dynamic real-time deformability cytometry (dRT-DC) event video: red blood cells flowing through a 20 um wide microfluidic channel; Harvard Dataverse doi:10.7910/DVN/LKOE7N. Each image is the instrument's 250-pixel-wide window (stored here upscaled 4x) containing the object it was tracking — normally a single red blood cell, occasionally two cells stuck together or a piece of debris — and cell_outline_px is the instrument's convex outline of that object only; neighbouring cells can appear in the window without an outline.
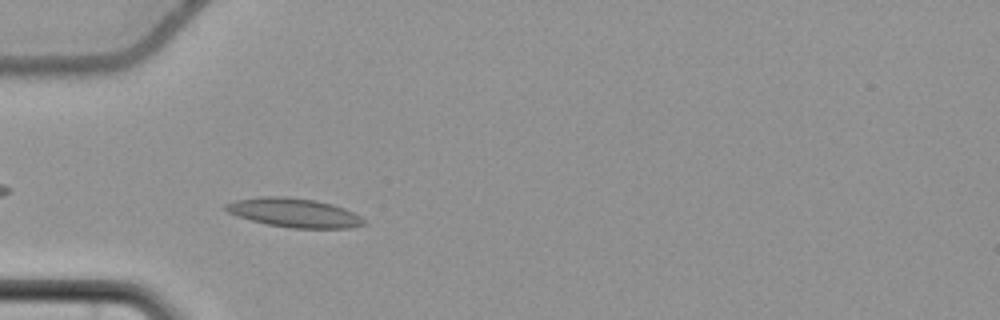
{"species": "common noctule bat (a hibernating species)", "species_latin": "Nyctalus noctula", "temperature_condition": "cold", "stored_images_in_passage": 46, "camera_frame_rate_fps": 3000, "um_per_image_px": 0.085, "animal": {"sex": "female", "body_mass_g": 22.7, "forearm_length_mm": 54.2}, "frame": {"image": 1, "passage_image": 12, "time_ms": 3.667, "image_size_px": [1000, 320], "cell_outline_px": [[368, 220], [364, 224], [352, 228], [292, 228], [268, 224], [236, 216], [228, 212], [224, 208], [224, 204], [236, 200], [260, 196], [284, 196], [316, 200], [332, 204], [344, 208]], "centroid_in_image_um": [25.01, 18.08], "position_along_channel_um": 60.0, "area_um2": 23.41}}
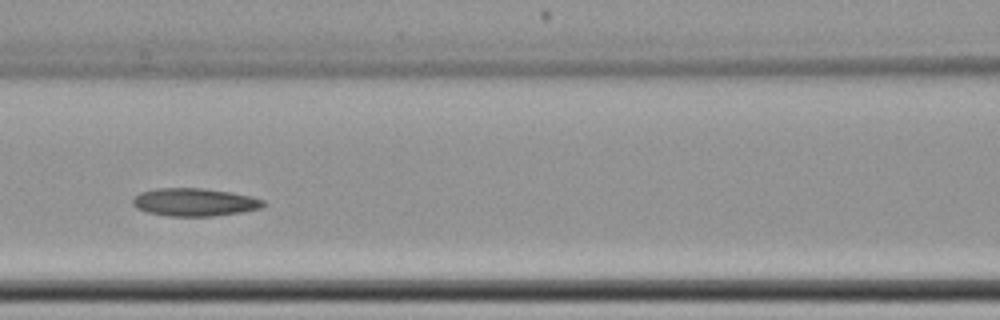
{"frame": {"image": 2, "passage_image": 20, "time_ms": 6.333, "image_size_px": [1000, 320], "cell_outline_px": [[264, 204], [260, 208], [240, 212], [216, 216], [168, 216], [148, 212], [136, 208], [132, 204], [132, 200], [140, 192], [156, 188], [204, 188], [232, 192], [252, 196], [264, 200]], "centroid_in_image_um": [16.53, 17.18], "position_along_channel_um": 150.1, "area_um2": 21.27}}
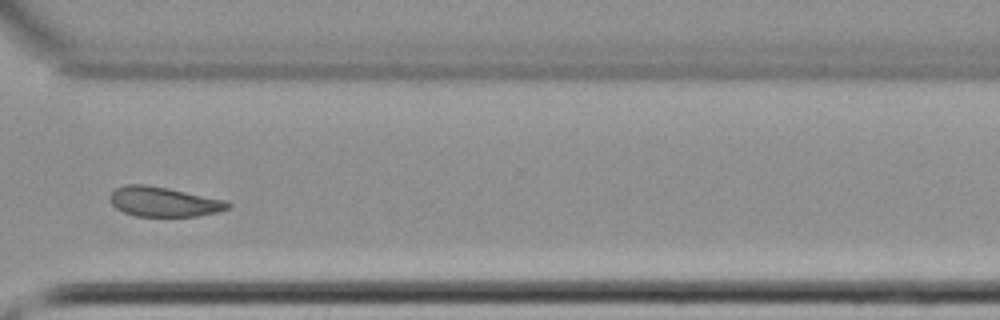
{"frame": {"image": 3, "passage_image": 37, "time_ms": 12.0, "image_size_px": [1000, 320], "cell_outline_px": [[232, 204], [228, 208], [216, 212], [196, 216], [136, 216], [124, 212], [116, 208], [112, 204], [112, 192], [116, 188], [124, 184], [144, 184], [168, 188], [228, 200]], "centroid_in_image_um": [13.95, 17.14], "position_along_channel_um": 356.6, "area_um2": 20.35}}